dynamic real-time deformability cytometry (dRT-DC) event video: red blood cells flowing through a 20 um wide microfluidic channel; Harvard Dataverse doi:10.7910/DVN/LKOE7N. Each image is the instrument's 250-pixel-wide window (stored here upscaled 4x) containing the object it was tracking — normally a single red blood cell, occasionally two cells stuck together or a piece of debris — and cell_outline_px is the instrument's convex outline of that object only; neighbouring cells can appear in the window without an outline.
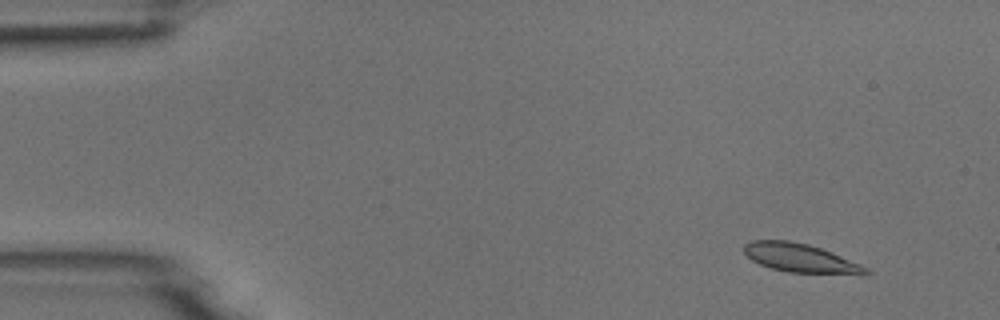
{"species": "common noctule bat (a hibernating species)", "species_latin": "Nyctalus noctula", "temperature_condition": "room temperature", "stored_images_in_passage": 4, "camera_frame_rate_fps": 3000, "um_per_image_px": 0.085, "animal": {"sex": "male", "body_mass_g": 18.8}, "frame": {"image": 1, "passage_image": 2, "time_ms": 0.333, "image_size_px": [1000, 320], "cell_outline_px": [[872, 272], [868, 276], [860, 276], [788, 272], [772, 268], [760, 264], [752, 260], [744, 252], [744, 244], [752, 240], [788, 240], [808, 244], [820, 248], [860, 264], [868, 268]], "centroid_in_image_um": [68.13, 21.97], "position_along_channel_um": 16.9, "area_um2": 20.75}}